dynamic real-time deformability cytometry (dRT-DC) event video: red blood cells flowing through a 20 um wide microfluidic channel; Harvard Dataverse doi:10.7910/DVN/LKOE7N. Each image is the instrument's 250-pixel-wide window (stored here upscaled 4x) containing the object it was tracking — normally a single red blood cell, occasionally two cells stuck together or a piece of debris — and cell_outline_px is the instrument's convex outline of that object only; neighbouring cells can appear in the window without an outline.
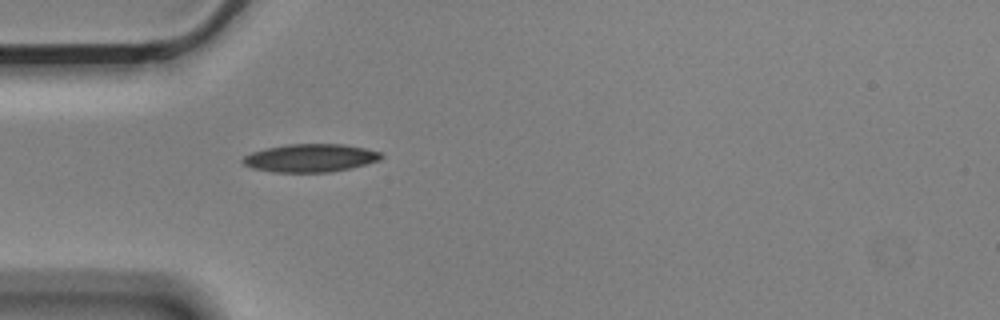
{"species": "Egyptian fruit bat (a non-hibernating species)", "species_latin": "Rousettus aegyptiacus", "temperature_condition": "cold", "stored_images_in_passage": 3, "camera_frame_rate_fps": 3000, "um_per_image_px": 0.085, "animal": {"sex": "male"}, "frame": {"image": 1, "passage_image": 3, "time_ms": 0.667, "image_size_px": [1000, 320], "cell_outline_px": [[384, 156], [380, 160], [352, 168], [332, 172], [272, 172], [252, 168], [244, 164], [240, 160], [244, 156], [252, 152], [264, 148], [288, 144], [344, 144], [364, 148], [380, 152]], "centroid_in_image_um": [26.37, 13.43], "position_along_channel_um": 58.6, "area_um2": 22.77}}